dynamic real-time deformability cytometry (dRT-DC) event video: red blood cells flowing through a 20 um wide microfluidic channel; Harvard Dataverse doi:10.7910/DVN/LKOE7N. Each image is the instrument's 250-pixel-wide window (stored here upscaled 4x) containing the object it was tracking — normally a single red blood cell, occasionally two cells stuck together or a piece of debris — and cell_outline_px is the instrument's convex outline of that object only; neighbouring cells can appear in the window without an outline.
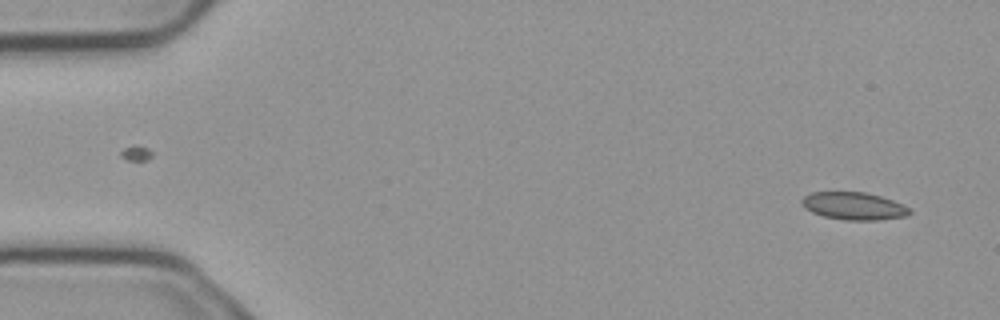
{"species": "common noctule bat (a hibernating species)", "species_latin": "Nyctalus noctula", "temperature_condition": "cold", "stored_images_in_passage": 4, "camera_frame_rate_fps": 3000, "um_per_image_px": 0.085, "animal": {"sex": "male", "body_mass_g": 23.1, "forearm_length_mm": 52.7}, "frame": {"image": 1, "passage_image": 4, "time_ms": 1.0, "image_size_px": [1000, 320], "cell_outline_px": [[912, 212], [908, 216], [876, 220], [844, 220], [824, 216], [812, 212], [804, 208], [800, 204], [800, 200], [804, 196], [812, 192], [864, 192], [880, 196], [892, 200], [908, 208]], "centroid_in_image_um": [72.53, 17.51], "position_along_channel_um": 12.5, "area_um2": 17.28}}